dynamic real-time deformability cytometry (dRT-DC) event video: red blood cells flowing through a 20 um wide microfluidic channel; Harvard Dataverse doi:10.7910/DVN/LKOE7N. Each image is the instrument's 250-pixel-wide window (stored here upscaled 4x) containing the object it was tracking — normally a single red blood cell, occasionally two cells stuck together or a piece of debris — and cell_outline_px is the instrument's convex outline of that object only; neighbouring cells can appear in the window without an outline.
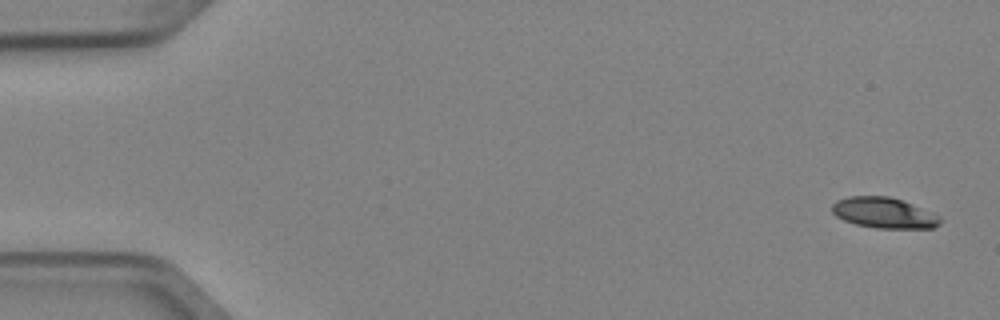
{"species": "Egyptian fruit bat (a non-hibernating species)", "species_latin": "Rousettus aegyptiacus", "temperature_condition": "cold", "stored_images_in_passage": 5, "camera_frame_rate_fps": 3000, "um_per_image_px": 0.085, "animal": {"sex": "female"}, "frame": {"image": 1, "passage_image": 5, "time_ms": 1.333, "image_size_px": [1000, 320], "cell_outline_px": [[940, 224], [932, 228], [876, 228], [856, 224], [844, 220], [836, 216], [832, 212], [832, 204], [836, 200], [848, 196], [888, 196], [912, 204], [932, 212], [940, 216]], "centroid_in_image_um": [75.11, 18.09], "position_along_channel_um": 9.9, "area_um2": 19.25}}